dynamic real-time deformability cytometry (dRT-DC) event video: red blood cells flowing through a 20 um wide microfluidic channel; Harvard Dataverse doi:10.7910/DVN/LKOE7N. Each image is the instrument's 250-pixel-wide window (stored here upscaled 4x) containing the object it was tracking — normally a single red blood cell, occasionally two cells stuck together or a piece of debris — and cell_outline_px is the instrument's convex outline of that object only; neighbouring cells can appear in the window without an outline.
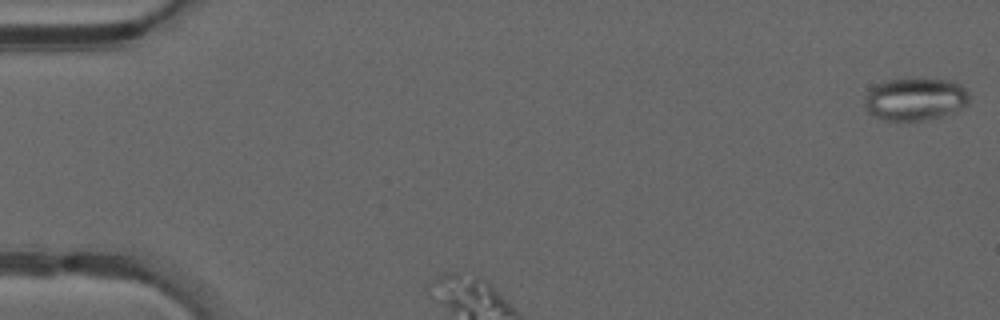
{"species": "common noctule bat (a hibernating species)", "species_latin": "Nyctalus noctula", "temperature_condition": "warm", "stored_images_in_passage": 41, "camera_frame_rate_fps": 3000, "um_per_image_px": 0.085, "animal": {"sex": "male", "forearm_length_mm": 52.5}, "frame": {"image": 1, "passage_image": 1, "time_ms": 0.0, "image_size_px": [1000, 320], "cell_outline_px": [[972, 96], [968, 104], [952, 112], [940, 116], [924, 120], [884, 120], [868, 112], [864, 108], [864, 96], [876, 84], [888, 80], [912, 76], [956, 80]], "centroid_in_image_um": [77.81, 8.37], "position_along_channel_um": 7.2, "area_um2": 26.76}}
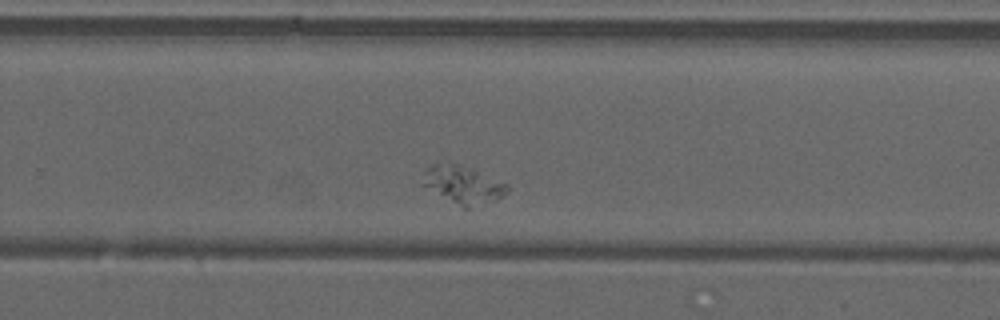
{"frame": {"image": 2, "passage_image": 23, "time_ms": 7.333, "image_size_px": [1000, 320], "cell_outline_px": [[508, 192], [504, 196], [496, 200], [468, 208], [464, 208], [420, 184], [424, 172], [436, 160], [444, 156], [476, 168], [508, 184]], "centroid_in_image_um": [39.33, 15.58], "position_along_channel_um": 290.5, "area_um2": 19.83}}
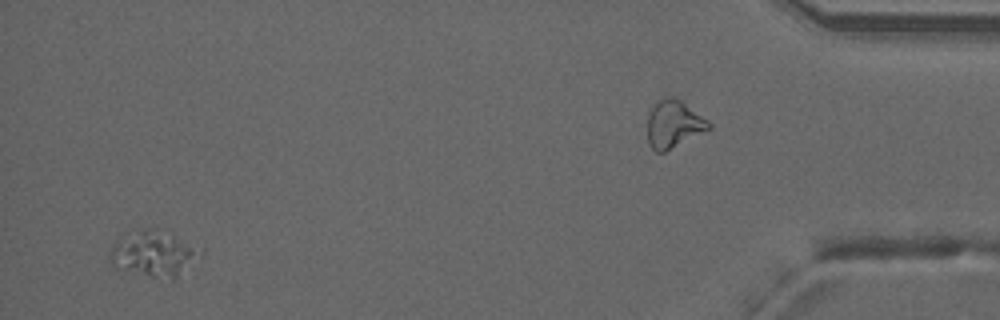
{"frame": {"image": 3, "passage_image": 39, "time_ms": 12.667, "image_size_px": [1000, 320], "cell_outline_px": [[204, 256], [176, 280], [172, 280], [112, 268], [108, 256], [116, 240], [120, 236], [144, 228], [156, 228], [172, 232], [204, 248]], "centroid_in_image_um": [13.17, 21.55], "position_along_channel_um": 422.0, "area_um2": 25.37}}